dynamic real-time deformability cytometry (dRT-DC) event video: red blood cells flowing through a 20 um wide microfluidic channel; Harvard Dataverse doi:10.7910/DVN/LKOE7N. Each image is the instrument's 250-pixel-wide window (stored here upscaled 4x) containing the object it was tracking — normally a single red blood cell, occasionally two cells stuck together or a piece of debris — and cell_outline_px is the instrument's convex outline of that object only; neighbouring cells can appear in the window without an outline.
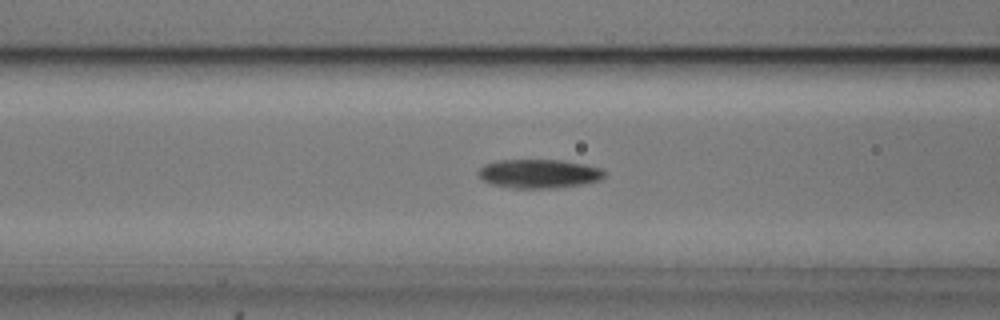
{"species": "common noctule bat (a hibernating species)", "species_latin": "Nyctalus noctula", "temperature_condition": "cold", "stored_images_in_passage": 31, "camera_frame_rate_fps": 3000, "um_per_image_px": 0.085, "animal": {"sex": "male", "body_mass_g": 20.5, "forearm_length_mm": 52.5}, "frame": {"image": 1, "passage_image": 5, "time_ms": 1.333, "image_size_px": [1000, 320], "cell_outline_px": [[604, 176], [600, 180], [584, 184], [552, 188], [508, 188], [492, 184], [484, 180], [476, 172], [484, 164], [496, 160], [560, 160], [584, 164], [600, 168], [604, 172]], "centroid_in_image_um": [45.78, 14.76], "position_along_channel_um": 120.8, "area_um2": 21.21}}
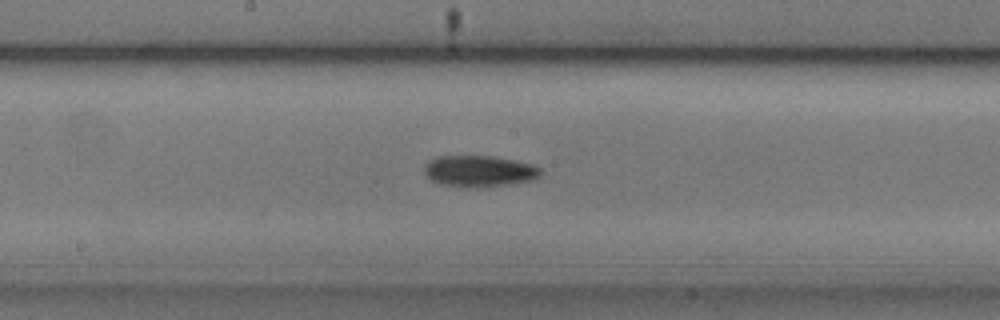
{"frame": {"image": 2, "passage_image": 12, "time_ms": 3.667, "image_size_px": [1000, 320], "cell_outline_px": [[544, 172], [540, 176], [532, 180], [476, 188], [468, 188], [440, 184], [432, 180], [424, 172], [424, 164], [428, 160], [436, 156], [492, 156], [532, 164], [540, 168]], "centroid_in_image_um": [40.71, 14.54], "position_along_channel_um": 207.5, "area_um2": 21.27}}
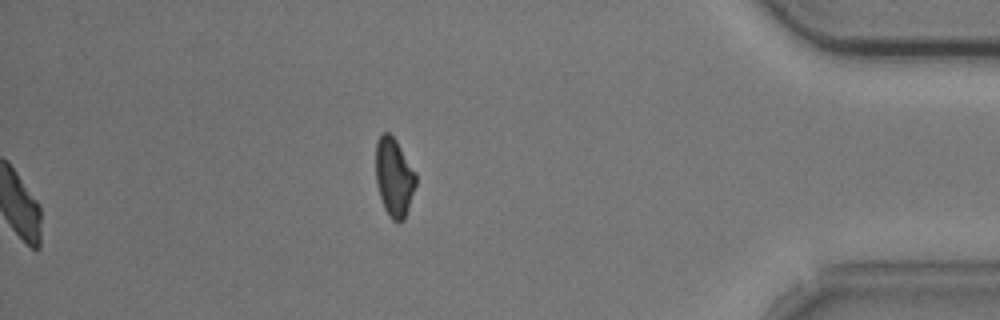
{"frame": {"image": 3, "passage_image": 31, "time_ms": 10.0, "image_size_px": [1000, 320], "cell_outline_px": [[416, 184], [404, 220], [392, 220], [388, 216], [384, 208], [376, 184], [376, 140], [380, 132], [388, 132], [396, 140], [416, 172]], "centroid_in_image_um": [33.48, 15.03], "position_along_channel_um": 401.7, "area_um2": 18.38}, "authors_computed_cell_mechanics": {"area_um2": 20.1144, "velocity_mm_per_s": 3.6955, "shape_relaxation_time_tau1_ms": 6.0764, "shape_relaxation_time_tau2_ms": null, "deformation_change_tau1": 0.1161, "deformation_change_tau2": null}}